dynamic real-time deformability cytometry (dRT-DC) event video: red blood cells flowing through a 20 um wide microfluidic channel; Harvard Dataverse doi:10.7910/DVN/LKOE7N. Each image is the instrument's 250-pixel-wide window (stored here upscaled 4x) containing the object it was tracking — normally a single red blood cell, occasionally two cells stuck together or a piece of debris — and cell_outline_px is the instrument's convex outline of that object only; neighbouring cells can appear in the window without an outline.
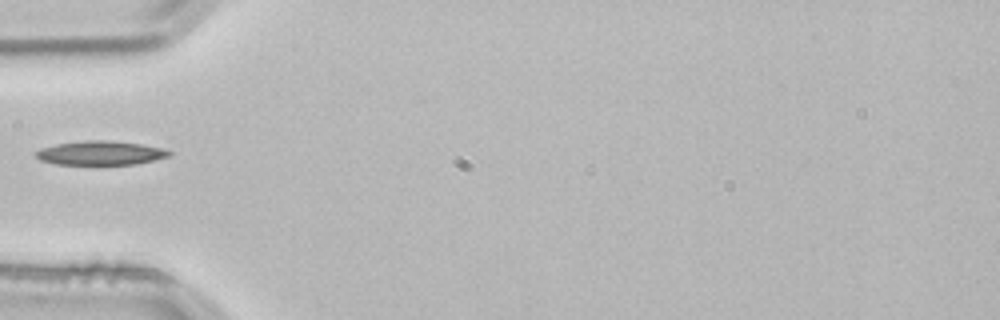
{"species": "common noctule bat (a hibernating species)", "species_latin": "Nyctalus noctula", "temperature_condition": "room temperature", "stored_images_in_passage": 1, "camera_frame_rate_fps": 3000, "um_per_image_px": 0.085, "animal": {"sex": "male", "body_mass_g": 21.5, "forearm_length_mm": 52.0}, "frame": {"image": 1, "passage_image": 1, "time_ms": 0.0, "image_size_px": [1000, 320], "cell_outline_px": [[172, 156], [136, 164], [56, 164], [40, 160], [36, 156], [36, 152], [40, 148], [56, 144], [84, 140], [108, 140], [140, 144], [160, 148], [172, 152]], "centroid_in_image_um": [8.54, 13.0], "position_along_channel_um": 76.5, "area_um2": 18.55}}